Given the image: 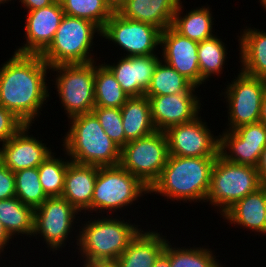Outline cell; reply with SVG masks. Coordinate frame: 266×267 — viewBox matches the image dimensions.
I'll use <instances>...</instances> for the list:
<instances>
[{"label": "cell", "instance_id": "obj_1", "mask_svg": "<svg viewBox=\"0 0 266 267\" xmlns=\"http://www.w3.org/2000/svg\"><path fill=\"white\" fill-rule=\"evenodd\" d=\"M49 72L40 55L14 52L0 67V105L32 126L50 97Z\"/></svg>", "mask_w": 266, "mask_h": 267}, {"label": "cell", "instance_id": "obj_2", "mask_svg": "<svg viewBox=\"0 0 266 267\" xmlns=\"http://www.w3.org/2000/svg\"><path fill=\"white\" fill-rule=\"evenodd\" d=\"M216 157H182L169 155L159 178L149 194H160L175 202H205Z\"/></svg>", "mask_w": 266, "mask_h": 267}, {"label": "cell", "instance_id": "obj_3", "mask_svg": "<svg viewBox=\"0 0 266 267\" xmlns=\"http://www.w3.org/2000/svg\"><path fill=\"white\" fill-rule=\"evenodd\" d=\"M69 120L70 128L62 138V150L67 153L68 159L98 167L119 165L121 148L105 134L93 112Z\"/></svg>", "mask_w": 266, "mask_h": 267}, {"label": "cell", "instance_id": "obj_4", "mask_svg": "<svg viewBox=\"0 0 266 267\" xmlns=\"http://www.w3.org/2000/svg\"><path fill=\"white\" fill-rule=\"evenodd\" d=\"M106 216L101 215L100 219L91 217L87 222H81V226L77 225L79 234L75 236L77 237L75 239L77 240L76 249L83 257H80L82 262L118 259L130 241L142 229L138 227L140 225L130 223V219L125 218V222L118 215L114 218L112 215L108 217L106 214Z\"/></svg>", "mask_w": 266, "mask_h": 267}, {"label": "cell", "instance_id": "obj_5", "mask_svg": "<svg viewBox=\"0 0 266 267\" xmlns=\"http://www.w3.org/2000/svg\"><path fill=\"white\" fill-rule=\"evenodd\" d=\"M101 33L92 21L64 15L52 42L40 56L50 67L94 62L93 39Z\"/></svg>", "mask_w": 266, "mask_h": 267}, {"label": "cell", "instance_id": "obj_6", "mask_svg": "<svg viewBox=\"0 0 266 267\" xmlns=\"http://www.w3.org/2000/svg\"><path fill=\"white\" fill-rule=\"evenodd\" d=\"M146 194L149 195V188L120 165L99 167L91 200V213L103 215L106 212L109 216L111 212L114 215L117 210L120 212L126 207L131 208L134 201L138 202Z\"/></svg>", "mask_w": 266, "mask_h": 267}, {"label": "cell", "instance_id": "obj_7", "mask_svg": "<svg viewBox=\"0 0 266 267\" xmlns=\"http://www.w3.org/2000/svg\"><path fill=\"white\" fill-rule=\"evenodd\" d=\"M261 187L257 168L235 164L218 155L211 173L210 189L205 200L222 216L237 201Z\"/></svg>", "mask_w": 266, "mask_h": 267}, {"label": "cell", "instance_id": "obj_8", "mask_svg": "<svg viewBox=\"0 0 266 267\" xmlns=\"http://www.w3.org/2000/svg\"><path fill=\"white\" fill-rule=\"evenodd\" d=\"M56 71L55 90L68 119L91 113L95 107V61L85 64H61L50 67ZM54 71V72H53Z\"/></svg>", "mask_w": 266, "mask_h": 267}, {"label": "cell", "instance_id": "obj_9", "mask_svg": "<svg viewBox=\"0 0 266 267\" xmlns=\"http://www.w3.org/2000/svg\"><path fill=\"white\" fill-rule=\"evenodd\" d=\"M168 158L166 134L163 131H155L123 146L119 165L150 188L159 178Z\"/></svg>", "mask_w": 266, "mask_h": 267}, {"label": "cell", "instance_id": "obj_10", "mask_svg": "<svg viewBox=\"0 0 266 267\" xmlns=\"http://www.w3.org/2000/svg\"><path fill=\"white\" fill-rule=\"evenodd\" d=\"M78 215L81 216L80 212L65 198L48 197L34 209L32 237L43 238V243L52 252L61 251L67 244L65 242L71 240L69 235L73 234L71 232L76 229V224L81 221Z\"/></svg>", "mask_w": 266, "mask_h": 267}, {"label": "cell", "instance_id": "obj_11", "mask_svg": "<svg viewBox=\"0 0 266 267\" xmlns=\"http://www.w3.org/2000/svg\"><path fill=\"white\" fill-rule=\"evenodd\" d=\"M225 88L227 102L228 128L234 130L239 126L259 122L261 104L266 94V79L250 76L241 70Z\"/></svg>", "mask_w": 266, "mask_h": 267}, {"label": "cell", "instance_id": "obj_12", "mask_svg": "<svg viewBox=\"0 0 266 267\" xmlns=\"http://www.w3.org/2000/svg\"><path fill=\"white\" fill-rule=\"evenodd\" d=\"M161 30L156 26L129 20L115 11L102 29L101 38L120 47L127 57L157 55L160 46ZM117 44V45H116ZM127 53V54H126Z\"/></svg>", "mask_w": 266, "mask_h": 267}, {"label": "cell", "instance_id": "obj_13", "mask_svg": "<svg viewBox=\"0 0 266 267\" xmlns=\"http://www.w3.org/2000/svg\"><path fill=\"white\" fill-rule=\"evenodd\" d=\"M201 115L194 120L174 125L166 131L169 155L182 157H217L219 135H215Z\"/></svg>", "mask_w": 266, "mask_h": 267}, {"label": "cell", "instance_id": "obj_14", "mask_svg": "<svg viewBox=\"0 0 266 267\" xmlns=\"http://www.w3.org/2000/svg\"><path fill=\"white\" fill-rule=\"evenodd\" d=\"M265 147L266 125L260 121L219 133V155L235 164L256 167Z\"/></svg>", "mask_w": 266, "mask_h": 267}, {"label": "cell", "instance_id": "obj_15", "mask_svg": "<svg viewBox=\"0 0 266 267\" xmlns=\"http://www.w3.org/2000/svg\"><path fill=\"white\" fill-rule=\"evenodd\" d=\"M197 92L182 91L173 95L148 98L156 130L165 132L169 127L190 122L198 117L202 101Z\"/></svg>", "mask_w": 266, "mask_h": 267}, {"label": "cell", "instance_id": "obj_16", "mask_svg": "<svg viewBox=\"0 0 266 267\" xmlns=\"http://www.w3.org/2000/svg\"><path fill=\"white\" fill-rule=\"evenodd\" d=\"M26 43L15 49L18 54L40 55L52 42L65 13L59 0L49 6L26 11Z\"/></svg>", "mask_w": 266, "mask_h": 267}, {"label": "cell", "instance_id": "obj_17", "mask_svg": "<svg viewBox=\"0 0 266 267\" xmlns=\"http://www.w3.org/2000/svg\"><path fill=\"white\" fill-rule=\"evenodd\" d=\"M31 125H24L0 147V161L14 173L38 167L53 152L51 147L30 134Z\"/></svg>", "mask_w": 266, "mask_h": 267}, {"label": "cell", "instance_id": "obj_18", "mask_svg": "<svg viewBox=\"0 0 266 267\" xmlns=\"http://www.w3.org/2000/svg\"><path fill=\"white\" fill-rule=\"evenodd\" d=\"M160 47H162L161 59L193 85L200 87L198 42L179 34L170 26L161 31Z\"/></svg>", "mask_w": 266, "mask_h": 267}, {"label": "cell", "instance_id": "obj_19", "mask_svg": "<svg viewBox=\"0 0 266 267\" xmlns=\"http://www.w3.org/2000/svg\"><path fill=\"white\" fill-rule=\"evenodd\" d=\"M119 58L116 63H103L113 73L122 90L129 97L144 96L161 58L158 55L121 56Z\"/></svg>", "mask_w": 266, "mask_h": 267}, {"label": "cell", "instance_id": "obj_20", "mask_svg": "<svg viewBox=\"0 0 266 267\" xmlns=\"http://www.w3.org/2000/svg\"><path fill=\"white\" fill-rule=\"evenodd\" d=\"M98 166L78 164L70 161L65 174L64 190L61 197L65 198L80 213H91ZM87 211V212H86Z\"/></svg>", "mask_w": 266, "mask_h": 267}, {"label": "cell", "instance_id": "obj_21", "mask_svg": "<svg viewBox=\"0 0 266 267\" xmlns=\"http://www.w3.org/2000/svg\"><path fill=\"white\" fill-rule=\"evenodd\" d=\"M221 217L229 225L247 228L249 231L266 236V187L261 186L237 201Z\"/></svg>", "mask_w": 266, "mask_h": 267}, {"label": "cell", "instance_id": "obj_22", "mask_svg": "<svg viewBox=\"0 0 266 267\" xmlns=\"http://www.w3.org/2000/svg\"><path fill=\"white\" fill-rule=\"evenodd\" d=\"M144 230L138 232L118 257L120 267H153L164 251L168 239L158 230Z\"/></svg>", "mask_w": 266, "mask_h": 267}, {"label": "cell", "instance_id": "obj_23", "mask_svg": "<svg viewBox=\"0 0 266 267\" xmlns=\"http://www.w3.org/2000/svg\"><path fill=\"white\" fill-rule=\"evenodd\" d=\"M181 0H126L117 11L122 17L152 24L161 31L172 26Z\"/></svg>", "mask_w": 266, "mask_h": 267}, {"label": "cell", "instance_id": "obj_24", "mask_svg": "<svg viewBox=\"0 0 266 267\" xmlns=\"http://www.w3.org/2000/svg\"><path fill=\"white\" fill-rule=\"evenodd\" d=\"M244 28L237 36L240 70L250 76L266 79V32L247 25Z\"/></svg>", "mask_w": 266, "mask_h": 267}, {"label": "cell", "instance_id": "obj_25", "mask_svg": "<svg viewBox=\"0 0 266 267\" xmlns=\"http://www.w3.org/2000/svg\"><path fill=\"white\" fill-rule=\"evenodd\" d=\"M125 133V145L151 135L156 130L147 96L130 97L120 108Z\"/></svg>", "mask_w": 266, "mask_h": 267}, {"label": "cell", "instance_id": "obj_26", "mask_svg": "<svg viewBox=\"0 0 266 267\" xmlns=\"http://www.w3.org/2000/svg\"><path fill=\"white\" fill-rule=\"evenodd\" d=\"M182 1L178 4L177 10L173 17L172 27L181 35L196 41L201 42L207 38L214 36L213 30L214 18L210 6L196 7L193 10L187 11L186 15L182 9ZM184 14V15H183ZM183 15V16H182Z\"/></svg>", "mask_w": 266, "mask_h": 267}, {"label": "cell", "instance_id": "obj_27", "mask_svg": "<svg viewBox=\"0 0 266 267\" xmlns=\"http://www.w3.org/2000/svg\"><path fill=\"white\" fill-rule=\"evenodd\" d=\"M33 221L34 209L23 204L17 197L0 200V222L12 239L19 235H29L31 238Z\"/></svg>", "mask_w": 266, "mask_h": 267}, {"label": "cell", "instance_id": "obj_28", "mask_svg": "<svg viewBox=\"0 0 266 267\" xmlns=\"http://www.w3.org/2000/svg\"><path fill=\"white\" fill-rule=\"evenodd\" d=\"M216 35L198 43V65L200 69V85L206 84L211 76L223 74L227 62V47L222 39Z\"/></svg>", "mask_w": 266, "mask_h": 267}, {"label": "cell", "instance_id": "obj_29", "mask_svg": "<svg viewBox=\"0 0 266 267\" xmlns=\"http://www.w3.org/2000/svg\"><path fill=\"white\" fill-rule=\"evenodd\" d=\"M195 90H198V87L161 59L144 95L150 98L151 96L173 95L182 91Z\"/></svg>", "mask_w": 266, "mask_h": 267}, {"label": "cell", "instance_id": "obj_30", "mask_svg": "<svg viewBox=\"0 0 266 267\" xmlns=\"http://www.w3.org/2000/svg\"><path fill=\"white\" fill-rule=\"evenodd\" d=\"M95 61V106L121 108L130 98L115 79L113 73L102 63Z\"/></svg>", "mask_w": 266, "mask_h": 267}, {"label": "cell", "instance_id": "obj_31", "mask_svg": "<svg viewBox=\"0 0 266 267\" xmlns=\"http://www.w3.org/2000/svg\"><path fill=\"white\" fill-rule=\"evenodd\" d=\"M64 153L66 157L63 159L56 157L57 154L53 152L37 167L41 186L48 197H61L63 193L65 174L71 161Z\"/></svg>", "mask_w": 266, "mask_h": 267}, {"label": "cell", "instance_id": "obj_32", "mask_svg": "<svg viewBox=\"0 0 266 267\" xmlns=\"http://www.w3.org/2000/svg\"><path fill=\"white\" fill-rule=\"evenodd\" d=\"M65 15L87 19L101 30L114 13L105 0H59Z\"/></svg>", "mask_w": 266, "mask_h": 267}, {"label": "cell", "instance_id": "obj_33", "mask_svg": "<svg viewBox=\"0 0 266 267\" xmlns=\"http://www.w3.org/2000/svg\"><path fill=\"white\" fill-rule=\"evenodd\" d=\"M169 241V260L171 267H224L219 263L212 249L202 247H174ZM218 260V261H217Z\"/></svg>", "mask_w": 266, "mask_h": 267}, {"label": "cell", "instance_id": "obj_34", "mask_svg": "<svg viewBox=\"0 0 266 267\" xmlns=\"http://www.w3.org/2000/svg\"><path fill=\"white\" fill-rule=\"evenodd\" d=\"M14 177L16 197L23 204L35 209L48 198L41 186L37 167L19 170Z\"/></svg>", "mask_w": 266, "mask_h": 267}, {"label": "cell", "instance_id": "obj_35", "mask_svg": "<svg viewBox=\"0 0 266 267\" xmlns=\"http://www.w3.org/2000/svg\"><path fill=\"white\" fill-rule=\"evenodd\" d=\"M92 112L98 118L105 134L120 148L125 146V133L120 108L95 106Z\"/></svg>", "mask_w": 266, "mask_h": 267}, {"label": "cell", "instance_id": "obj_36", "mask_svg": "<svg viewBox=\"0 0 266 267\" xmlns=\"http://www.w3.org/2000/svg\"><path fill=\"white\" fill-rule=\"evenodd\" d=\"M24 125L12 112L0 105V145L6 143Z\"/></svg>", "mask_w": 266, "mask_h": 267}, {"label": "cell", "instance_id": "obj_37", "mask_svg": "<svg viewBox=\"0 0 266 267\" xmlns=\"http://www.w3.org/2000/svg\"><path fill=\"white\" fill-rule=\"evenodd\" d=\"M12 197H16L14 172L0 161V200Z\"/></svg>", "mask_w": 266, "mask_h": 267}, {"label": "cell", "instance_id": "obj_38", "mask_svg": "<svg viewBox=\"0 0 266 267\" xmlns=\"http://www.w3.org/2000/svg\"><path fill=\"white\" fill-rule=\"evenodd\" d=\"M57 0H19L27 11L40 9L55 3Z\"/></svg>", "mask_w": 266, "mask_h": 267}, {"label": "cell", "instance_id": "obj_39", "mask_svg": "<svg viewBox=\"0 0 266 267\" xmlns=\"http://www.w3.org/2000/svg\"><path fill=\"white\" fill-rule=\"evenodd\" d=\"M256 168L261 186L266 187V147L263 149L262 154L260 155Z\"/></svg>", "mask_w": 266, "mask_h": 267}, {"label": "cell", "instance_id": "obj_40", "mask_svg": "<svg viewBox=\"0 0 266 267\" xmlns=\"http://www.w3.org/2000/svg\"><path fill=\"white\" fill-rule=\"evenodd\" d=\"M82 267H120L117 259L83 262Z\"/></svg>", "mask_w": 266, "mask_h": 267}, {"label": "cell", "instance_id": "obj_41", "mask_svg": "<svg viewBox=\"0 0 266 267\" xmlns=\"http://www.w3.org/2000/svg\"><path fill=\"white\" fill-rule=\"evenodd\" d=\"M153 267H171L169 260V241H167L164 251L156 259Z\"/></svg>", "mask_w": 266, "mask_h": 267}, {"label": "cell", "instance_id": "obj_42", "mask_svg": "<svg viewBox=\"0 0 266 267\" xmlns=\"http://www.w3.org/2000/svg\"><path fill=\"white\" fill-rule=\"evenodd\" d=\"M12 238L8 235L7 231L5 230L4 226L0 222V254L3 253L6 249V246L9 245L8 243Z\"/></svg>", "mask_w": 266, "mask_h": 267}, {"label": "cell", "instance_id": "obj_43", "mask_svg": "<svg viewBox=\"0 0 266 267\" xmlns=\"http://www.w3.org/2000/svg\"><path fill=\"white\" fill-rule=\"evenodd\" d=\"M105 1L114 12L118 11L119 8L126 2V0H105Z\"/></svg>", "mask_w": 266, "mask_h": 267}, {"label": "cell", "instance_id": "obj_44", "mask_svg": "<svg viewBox=\"0 0 266 267\" xmlns=\"http://www.w3.org/2000/svg\"><path fill=\"white\" fill-rule=\"evenodd\" d=\"M260 122L266 125V94L263 97L261 104Z\"/></svg>", "mask_w": 266, "mask_h": 267}, {"label": "cell", "instance_id": "obj_45", "mask_svg": "<svg viewBox=\"0 0 266 267\" xmlns=\"http://www.w3.org/2000/svg\"><path fill=\"white\" fill-rule=\"evenodd\" d=\"M260 6H262L263 10L266 11V0H259Z\"/></svg>", "mask_w": 266, "mask_h": 267}, {"label": "cell", "instance_id": "obj_46", "mask_svg": "<svg viewBox=\"0 0 266 267\" xmlns=\"http://www.w3.org/2000/svg\"><path fill=\"white\" fill-rule=\"evenodd\" d=\"M10 1H12V0H0V5L5 4V3L9 4L8 2H10Z\"/></svg>", "mask_w": 266, "mask_h": 267}]
</instances>
